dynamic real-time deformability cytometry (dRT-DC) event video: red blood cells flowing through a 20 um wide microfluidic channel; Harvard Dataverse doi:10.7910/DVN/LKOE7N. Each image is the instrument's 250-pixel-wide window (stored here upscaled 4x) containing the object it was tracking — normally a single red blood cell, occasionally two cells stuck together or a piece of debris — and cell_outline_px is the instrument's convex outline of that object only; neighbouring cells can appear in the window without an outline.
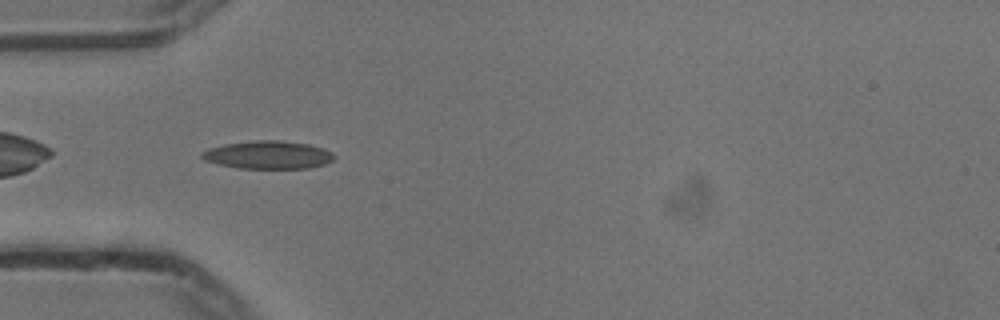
{"species": "common noctule bat (a hibernating species)", "species_latin": "Nyctalus noctula", "temperature_condition": "cold", "stored_images_in_passage": 40, "camera_frame_rate_fps": 3000, "um_per_image_px": 0.085, "animal": {"sex": "male", "body_mass_g": 13.3}, "frame": {"image": 1, "passage_image": 2, "time_ms": 0.333, "image_size_px": [1000, 320], "cell_outline_px": [[336, 156], [332, 160], [324, 164], [308, 168], [240, 168], [220, 164], [204, 160], [200, 156], [200, 152], [208, 148], [224, 144], [252, 140], [280, 140], [308, 144], [332, 152]], "centroid_in_image_um": [22.75, 13.15], "position_along_channel_um": 62.2, "area_um2": 21.5}}
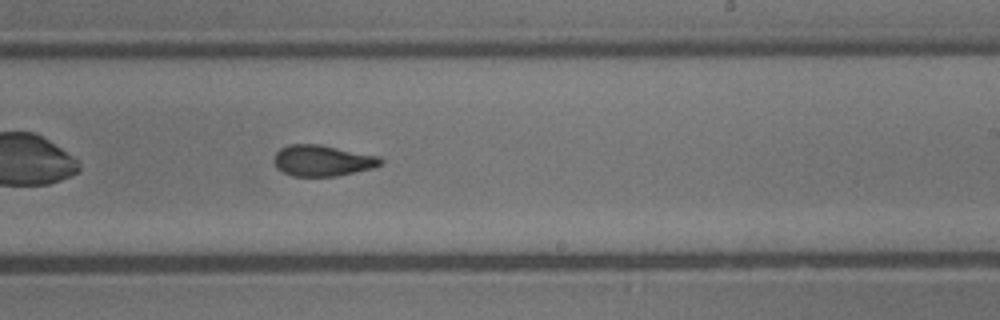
{"frame": {"image": 2, "passage_image": 18, "time_ms": 5.667, "image_size_px": [1000, 320], "cell_outline_px": [[384, 160], [380, 164], [372, 168], [336, 176], [292, 176], [276, 168], [272, 160], [276, 152], [280, 148], [288, 144], [320, 144], [380, 156]], "centroid_in_image_um": [27.38, 13.64], "position_along_channel_um": 261.6, "area_um2": 19.42}}
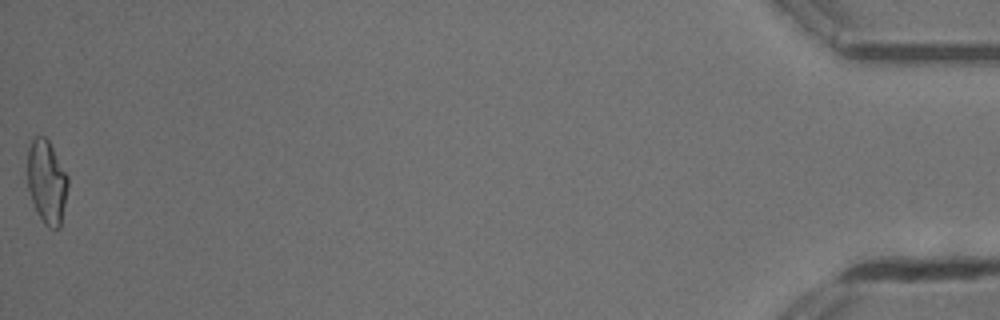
{"frame": {"image": 3, "passage_image": 40, "time_ms": 13.0, "image_size_px": [1000, 320], "cell_outline_px": [[68, 184], [60, 228], [48, 228], [44, 224], [36, 212], [28, 188], [28, 148], [32, 140], [36, 136], [44, 136], [48, 140], [68, 176]], "centroid_in_image_um": [3.97, 15.48], "position_along_channel_um": 431.2, "area_um2": 19.54}, "authors_computed_cell_mechanics": {"area_um2": 19.4208, "velocity_mm_per_s": 3.7438, "shape_relaxation_time_tau1_ms": 9.1709, "shape_relaxation_time_tau2_ms": 3.136, "deformation_change_tau1": 0.2352, "deformation_change_tau2": 0.1104}}